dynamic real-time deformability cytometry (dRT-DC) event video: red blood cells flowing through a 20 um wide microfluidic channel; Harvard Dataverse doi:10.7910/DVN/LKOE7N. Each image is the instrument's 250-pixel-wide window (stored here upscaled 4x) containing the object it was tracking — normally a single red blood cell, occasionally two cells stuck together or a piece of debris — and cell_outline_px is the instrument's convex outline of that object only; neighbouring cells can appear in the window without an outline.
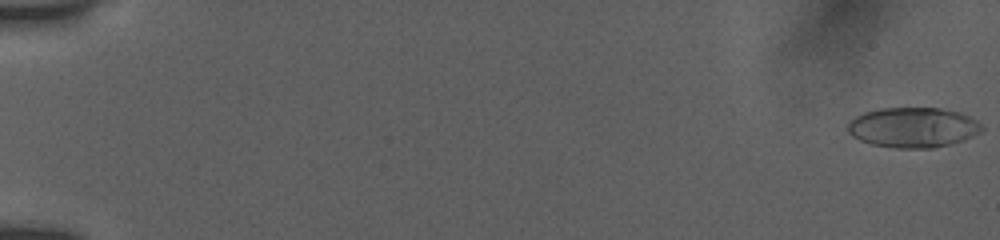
{"species": "human", "species_latin": "Homo sapiens", "temperature_condition": "room temperature", "stored_images_in_passage": 33, "camera_frame_rate_fps": 3000, "um_per_image_px": 0.085, "donor": {"sex": "female"}, "frame": {"image": 1, "passage_image": 1, "time_ms": 0.0, "image_size_px": [1000, 240], "cell_outline_px": [[984, 128], [980, 132], [964, 140], [932, 148], [896, 148], [872, 144], [860, 140], [852, 136], [848, 132], [848, 124], [856, 116], [864, 112], [880, 108], [940, 108], [960, 112], [976, 120]], "centroid_in_image_um": [77.61, 10.83], "position_along_channel_um": 7.4, "area_um2": 31.21}}
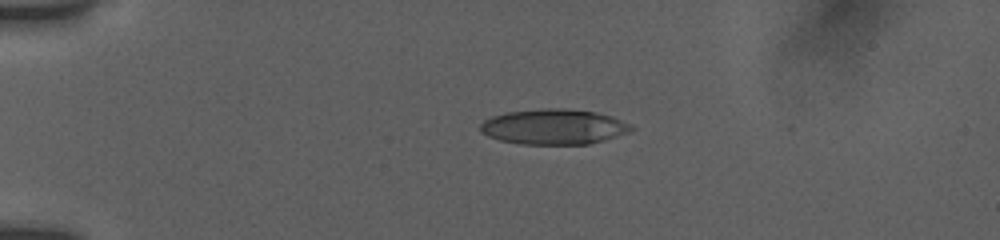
{"frame": {"image": 2, "passage_image": 19, "time_ms": 4.333, "image_size_px": [1000, 240], "cell_outline_px": [[636, 128], [628, 132], [604, 140], [588, 144], [520, 144], [500, 140], [488, 136], [480, 132], [480, 124], [484, 120], [492, 116], [504, 112], [540, 108], [564, 108], [596, 112], [612, 116], [632, 124]], "centroid_in_image_um": [47.07, 10.76], "position_along_channel_um": 37.9, "area_um2": 31.33}}
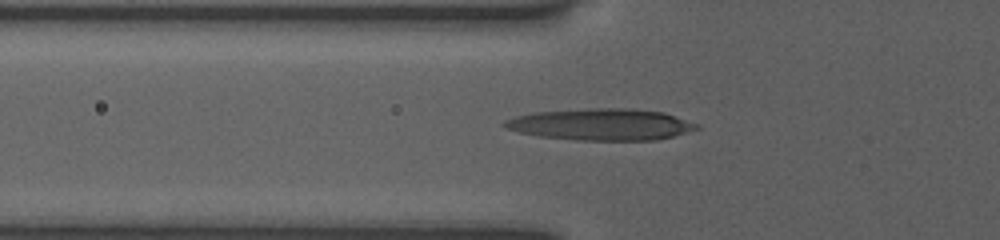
{"frame": {"image": 3, "passage_image": 29, "time_ms": 6.667, "image_size_px": [1000, 240], "cell_outline_px": [[700, 128], [672, 136], [656, 140], [576, 140], [540, 136], [520, 132], [504, 128], [500, 124], [504, 120], [516, 116], [532, 112], [588, 108], [632, 108], [664, 112], [696, 124]], "centroid_in_image_um": [51.03, 10.57], "position_along_channel_um": 74.8, "area_um2": 35.37}}